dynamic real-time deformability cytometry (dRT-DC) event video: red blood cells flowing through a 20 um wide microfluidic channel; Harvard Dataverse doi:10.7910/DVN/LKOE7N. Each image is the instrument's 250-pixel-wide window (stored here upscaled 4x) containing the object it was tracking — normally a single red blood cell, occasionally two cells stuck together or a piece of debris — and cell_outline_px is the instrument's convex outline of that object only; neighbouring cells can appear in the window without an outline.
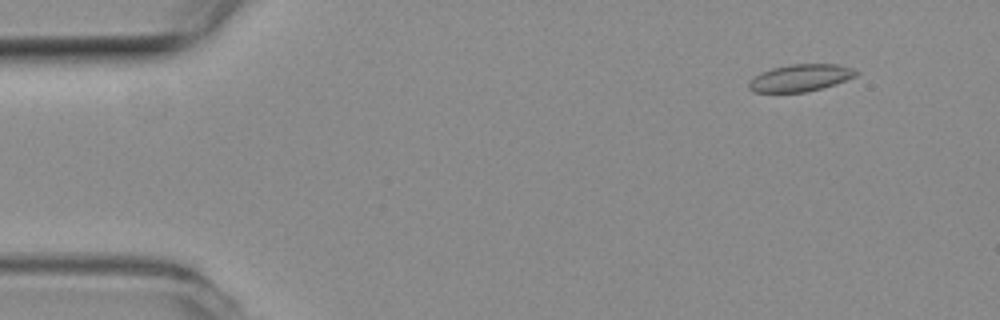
{"species": "common noctule bat (a hibernating species)", "species_latin": "Nyctalus noctula", "temperature_condition": "room temperature", "stored_images_in_passage": 55, "camera_frame_rate_fps": 3000, "um_per_image_px": 0.085, "animal": {"sex": "female", "body_mass_g": 19.3, "forearm_length_mm": 54.1}, "frame": {"image": 1, "passage_image": 6, "time_ms": 1.667, "image_size_px": [1000, 320], "cell_outline_px": [[860, 72], [856, 76], [836, 84], [804, 92], [752, 92], [748, 88], [748, 84], [760, 72], [772, 68], [792, 64], [836, 64], [852, 68]], "centroid_in_image_um": [68.05, 6.61], "position_along_channel_um": 17.0, "area_um2": 16.82}}
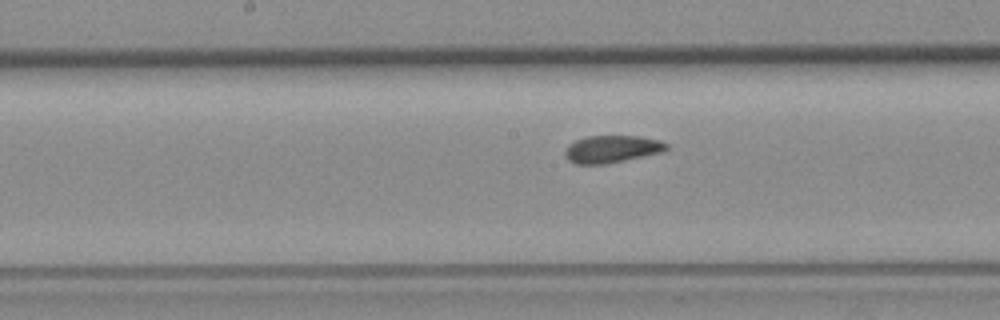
{"frame": {"image": 2, "passage_image": 28, "time_ms": 9.0, "image_size_px": [1000, 320], "cell_outline_px": [[668, 148], [664, 152], [604, 164], [576, 164], [568, 160], [564, 156], [564, 152], [568, 144], [576, 140], [588, 136], [636, 136], [660, 140], [668, 144]], "centroid_in_image_um": [52.0, 12.67], "position_along_channel_um": 196.2, "area_um2": 16.18}}
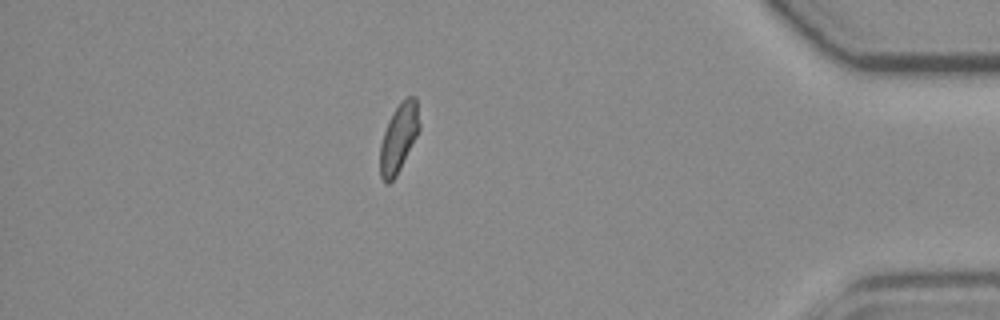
{"frame": {"image": 3, "passage_image": 48, "time_ms": 15.667, "image_size_px": [1000, 320], "cell_outline_px": [[420, 128], [396, 176], [388, 184], [384, 184], [380, 176], [380, 144], [388, 120], [392, 112], [404, 96], [416, 96], [420, 124]], "centroid_in_image_um": [33.88, 11.68], "position_along_channel_um": 401.3, "area_um2": 15.78}, "authors_computed_cell_mechanics": {"area_um2": 16.5308, "velocity_mm_per_s": 3.7625, "shape_relaxation_time_tau1_ms": null, "shape_relaxation_time_tau2_ms": 2.985, "deformation_change_tau1": null, "deformation_change_tau2": 0.0531}}